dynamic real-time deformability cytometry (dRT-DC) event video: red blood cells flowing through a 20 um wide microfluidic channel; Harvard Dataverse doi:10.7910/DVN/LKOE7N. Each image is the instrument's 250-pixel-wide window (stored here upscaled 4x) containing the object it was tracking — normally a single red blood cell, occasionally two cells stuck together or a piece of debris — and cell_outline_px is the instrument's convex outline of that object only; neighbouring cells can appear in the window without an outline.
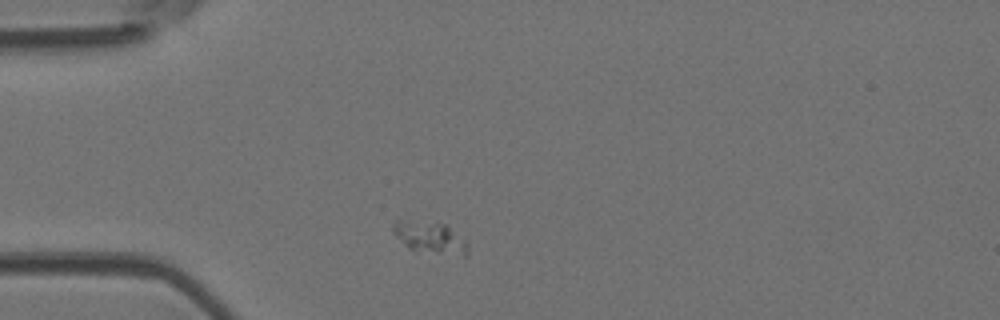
{"species": "Egyptian fruit bat (a non-hibernating species)", "species_latin": "Rousettus aegyptiacus", "temperature_condition": "room temperature", "stored_images_in_passage": 2, "camera_frame_rate_fps": 3000, "um_per_image_px": 0.085, "animal": {"sex": "female"}, "frame": {"image": 1, "passage_image": 1, "time_ms": 0.0, "image_size_px": [1000, 320], "cell_outline_px": [[456, 240], [436, 252], [416, 252], [408, 248], [392, 232], [392, 228], [396, 220], [400, 220], [448, 224]], "centroid_in_image_um": [35.99, 20.01], "position_along_channel_um": 49.0, "area_um2": 10.92}}